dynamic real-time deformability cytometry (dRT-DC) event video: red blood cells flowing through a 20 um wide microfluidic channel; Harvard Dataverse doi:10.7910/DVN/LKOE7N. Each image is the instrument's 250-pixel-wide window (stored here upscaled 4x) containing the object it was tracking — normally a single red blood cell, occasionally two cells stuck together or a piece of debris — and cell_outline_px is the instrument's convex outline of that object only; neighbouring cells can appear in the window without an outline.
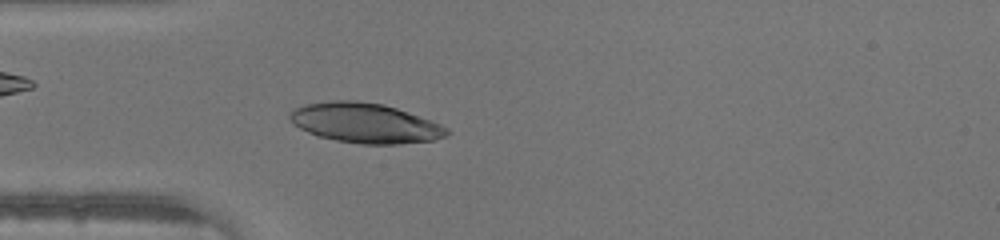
{"species": "human", "species_latin": "Homo sapiens", "temperature_condition": "warm", "stored_images_in_passage": 46, "camera_frame_rate_fps": 3000, "um_per_image_px": 0.085, "donor": {"sex": "male"}, "frame": {"image": 1, "passage_image": 13, "time_ms": 4.0, "image_size_px": [1000, 240], "cell_outline_px": [[448, 132], [444, 136], [432, 140], [400, 144], [360, 144], [336, 140], [316, 136], [292, 124], [288, 116], [292, 108], [304, 104], [332, 100], [356, 100], [384, 104], [396, 108], [440, 124], [448, 128]], "centroid_in_image_um": [30.95, 10.45], "position_along_channel_um": 54.0, "area_um2": 36.47}}
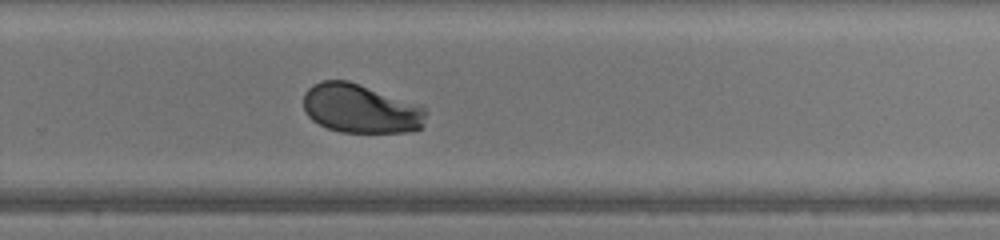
{"frame": {"image": 2, "passage_image": 30, "time_ms": 9.667, "image_size_px": [1000, 240], "cell_outline_px": [[428, 112], [420, 128], [412, 132], [340, 132], [328, 128], [312, 120], [304, 112], [304, 92], [312, 84], [320, 80], [348, 80], [416, 104], [424, 108]], "centroid_in_image_um": [30.61, 9.23], "position_along_channel_um": 299.2, "area_um2": 34.91}}
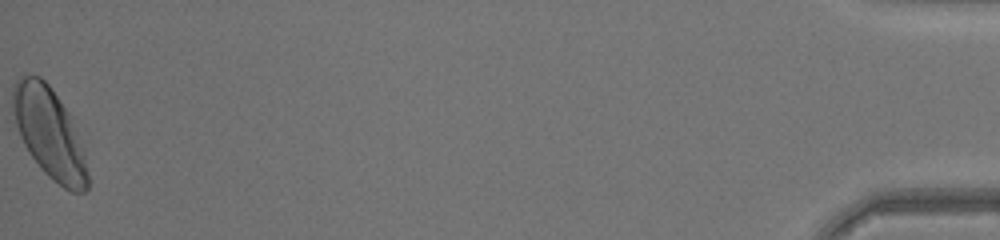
{"frame": {"image": 3, "passage_image": 46, "time_ms": 15.0, "image_size_px": [1000, 240], "cell_outline_px": [[88, 188], [84, 192], [72, 192], [64, 188], [48, 176], [40, 168], [28, 152], [20, 136], [16, 124], [12, 108], [12, 88], [16, 80], [20, 76], [40, 76], [48, 84], [68, 112], [84, 160], [88, 176]], "centroid_in_image_um": [4.14, 11.3], "position_along_channel_um": 431.1, "area_um2": 38.38}}